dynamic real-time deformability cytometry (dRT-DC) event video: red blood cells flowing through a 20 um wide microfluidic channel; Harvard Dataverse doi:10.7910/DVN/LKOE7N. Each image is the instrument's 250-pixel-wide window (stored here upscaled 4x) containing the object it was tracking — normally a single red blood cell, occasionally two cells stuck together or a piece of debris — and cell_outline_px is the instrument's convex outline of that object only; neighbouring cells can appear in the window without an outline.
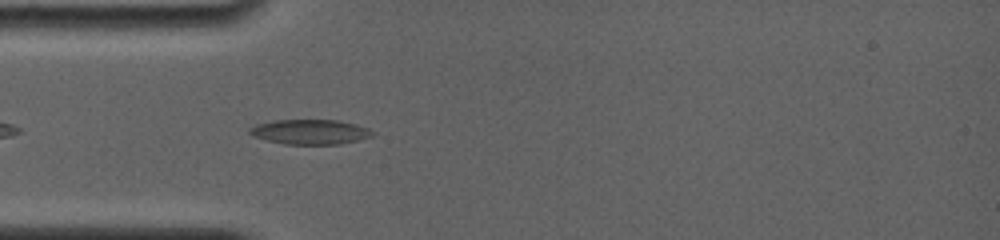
{"species": "common noctule bat (a hibernating species)", "species_latin": "Nyctalus noctula", "temperature_condition": "room temperature", "stored_images_in_passage": 12, "camera_frame_rate_fps": 4000, "um_per_image_px": 0.085, "animal": {"sex": "female", "body_mass_g": 19.0, "forearm_length_mm": 56.7}, "frame": {"image": 1, "passage_image": 6, "time_ms": 1.25, "image_size_px": [1000, 240], "cell_outline_px": [[376, 132], [372, 136], [340, 144], [284, 144], [252, 136], [248, 132], [248, 128], [256, 124], [276, 120], [336, 120], [356, 124], [368, 128]], "centroid_in_image_um": [26.34, 11.2], "position_along_channel_um": 58.7, "area_um2": 17.74}}
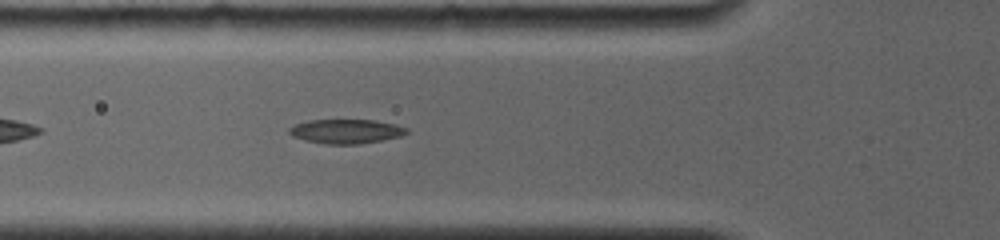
{"frame": {"image": 2, "passage_image": 10, "time_ms": 2.25, "image_size_px": [1000, 240], "cell_outline_px": [[408, 132], [400, 136], [380, 140], [356, 144], [324, 144], [304, 140], [292, 136], [288, 132], [288, 128], [296, 124], [308, 120], [372, 120], [396, 124], [408, 128]], "centroid_in_image_um": [29.38, 11.16], "position_along_channel_um": 96.4, "area_um2": 16.53}}
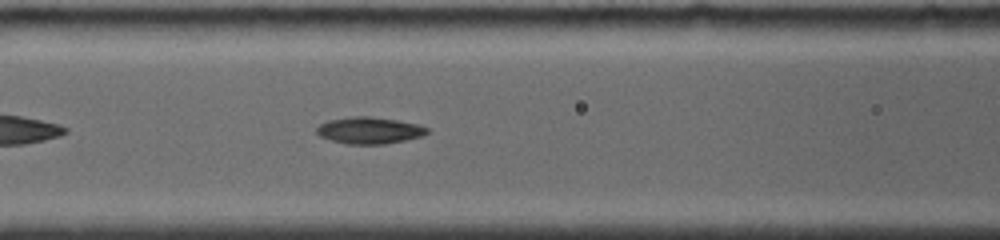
{"frame": {"image": 3, "passage_image": 12, "time_ms": 3.25, "image_size_px": [1000, 240], "cell_outline_px": [[428, 132], [420, 136], [404, 140], [384, 144], [348, 144], [332, 140], [320, 136], [316, 132], [316, 128], [320, 124], [328, 120], [352, 116], [368, 116], [396, 120], [416, 124], [428, 128]], "centroid_in_image_um": [31.35, 11.08], "position_along_channel_um": 135.2, "area_um2": 16.94}}